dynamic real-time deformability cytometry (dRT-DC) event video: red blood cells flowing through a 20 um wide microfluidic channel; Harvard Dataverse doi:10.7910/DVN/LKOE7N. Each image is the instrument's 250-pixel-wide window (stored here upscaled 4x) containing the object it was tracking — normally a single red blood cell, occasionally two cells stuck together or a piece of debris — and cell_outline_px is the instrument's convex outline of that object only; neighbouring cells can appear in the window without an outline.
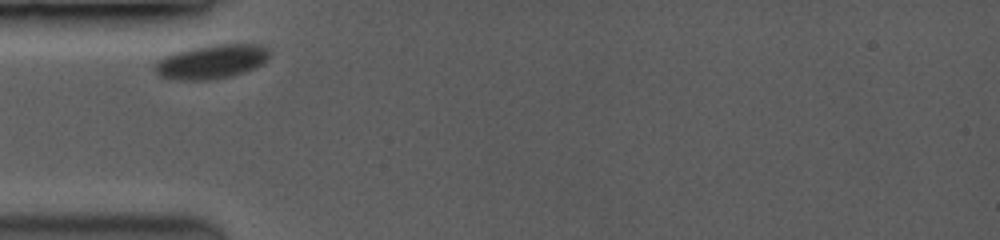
{"species": "common noctule bat (a hibernating species)", "species_latin": "Nyctalus noctula", "temperature_condition": "room temperature", "stored_images_in_passage": 13, "camera_frame_rate_fps": 3500, "um_per_image_px": 0.085, "animal": {"sex": "female", "body_mass_g": 19.0, "forearm_length_mm": 53.3}, "frame": {"image": 1, "passage_image": 1, "time_ms": 0.0, "image_size_px": [1000, 240], "cell_outline_px": [[272, 56], [264, 64], [244, 72], [232, 76], [208, 80], [184, 80], [160, 76], [156, 72], [156, 60], [164, 56], [176, 52], [208, 44], [256, 44], [272, 48]], "centroid_in_image_um": [18.08, 5.22], "position_along_channel_um": 66.9, "area_um2": 23.06}}
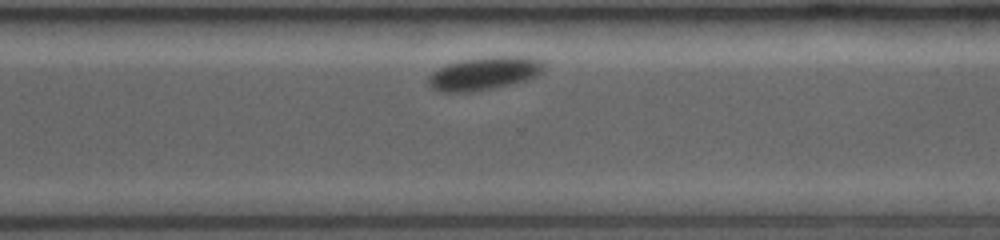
{"frame": {"image": 2, "passage_image": 11, "time_ms": 7.429, "image_size_px": [1000, 240], "cell_outline_px": [[540, 72], [524, 80], [492, 88], [472, 92], [440, 92], [432, 88], [428, 84], [428, 80], [440, 68], [464, 60], [488, 56], [528, 56], [540, 60]], "centroid_in_image_um": [41.13, 6.24], "position_along_channel_um": 329.5, "area_um2": 21.39}}
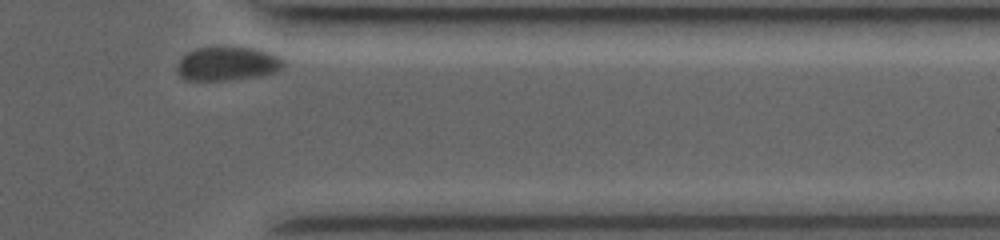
{"frame": {"image": 3, "passage_image": 13, "time_ms": 9.143, "image_size_px": [1000, 240], "cell_outline_px": [[280, 68], [272, 72], [252, 76], [224, 80], [188, 80], [180, 76], [180, 60], [188, 52], [200, 48], [252, 48], [276, 56], [280, 60]], "centroid_in_image_um": [19.26, 5.42], "position_along_channel_um": 392.1, "area_um2": 19.54}}